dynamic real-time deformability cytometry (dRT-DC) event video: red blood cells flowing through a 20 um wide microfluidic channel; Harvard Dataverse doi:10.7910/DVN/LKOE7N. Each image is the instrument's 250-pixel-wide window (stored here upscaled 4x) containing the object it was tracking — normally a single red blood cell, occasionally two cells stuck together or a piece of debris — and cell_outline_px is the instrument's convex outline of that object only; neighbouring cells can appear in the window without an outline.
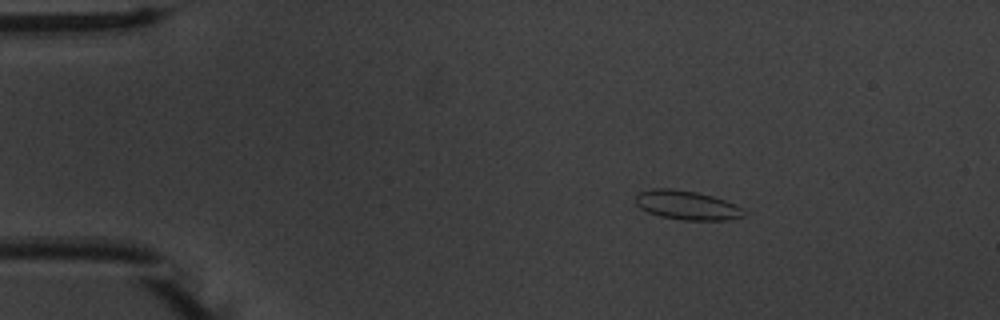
{"species": "common noctule bat (a hibernating species)", "species_latin": "Nyctalus noctula", "temperature_condition": "warm", "stored_images_in_passage": 46, "camera_frame_rate_fps": 3000, "um_per_image_px": 0.085, "animal": {"sex": "male", "body_mass_g": 20.1, "forearm_length_mm": 53.5}, "frame": {"image": 1, "passage_image": 1, "time_ms": 0.0, "image_size_px": [1000, 320], "cell_outline_px": [[748, 212], [744, 216], [732, 220], [684, 220], [660, 216], [648, 212], [640, 208], [636, 204], [636, 192], [652, 188], [668, 188], [696, 192], [712, 196], [736, 204], [744, 208]], "centroid_in_image_um": [58.42, 17.44], "position_along_channel_um": 26.6, "area_um2": 18.61}}
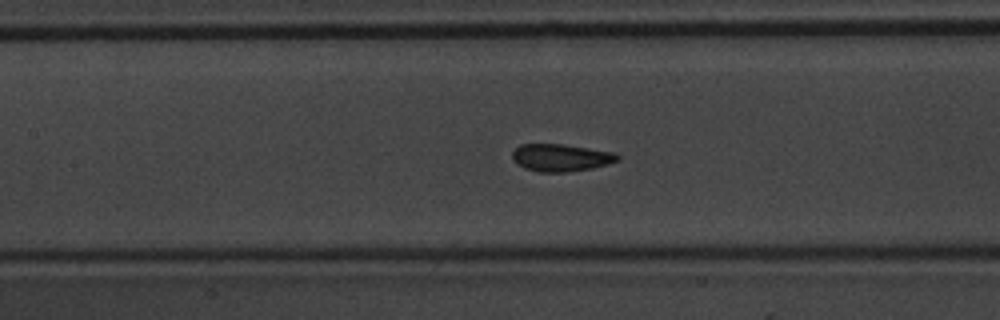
{"frame": {"image": 2, "passage_image": 17, "time_ms": 5.333, "image_size_px": [1000, 320], "cell_outline_px": [[620, 160], [608, 164], [592, 168], [568, 172], [536, 172], [524, 168], [516, 164], [512, 160], [512, 152], [520, 144], [564, 144], [616, 152], [620, 156]], "centroid_in_image_um": [47.68, 13.4], "position_along_channel_um": 159.7, "area_um2": 17.11}}
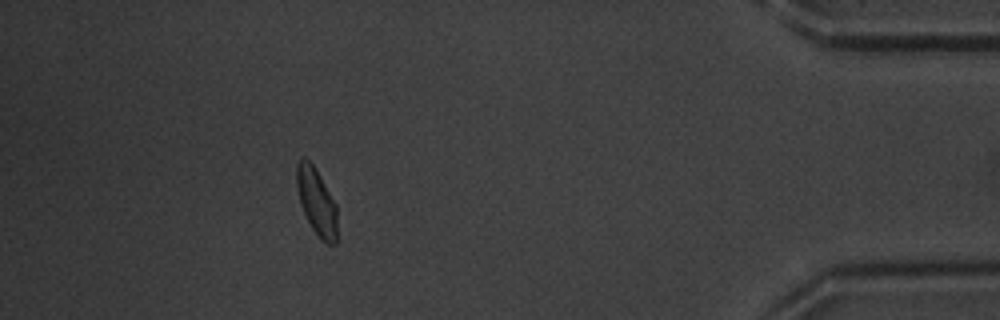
{"frame": {"image": 3, "passage_image": 41, "time_ms": 13.333, "image_size_px": [1000, 320], "cell_outline_px": [[336, 244], [324, 244], [320, 240], [312, 228], [300, 204], [296, 184], [296, 164], [300, 156], [304, 156], [316, 168], [336, 204]], "centroid_in_image_um": [26.89, 17.11], "position_along_channel_um": 408.3, "area_um2": 15.95}, "authors_computed_cell_mechanics": {"area_um2": 16.6175, "velocity_mm_per_s": 3.7381, "shape_relaxation_time_tau1_ms": 2.8516, "shape_relaxation_time_tau2_ms": null, "deformation_change_tau1": 0.0943, "deformation_change_tau2": null}}